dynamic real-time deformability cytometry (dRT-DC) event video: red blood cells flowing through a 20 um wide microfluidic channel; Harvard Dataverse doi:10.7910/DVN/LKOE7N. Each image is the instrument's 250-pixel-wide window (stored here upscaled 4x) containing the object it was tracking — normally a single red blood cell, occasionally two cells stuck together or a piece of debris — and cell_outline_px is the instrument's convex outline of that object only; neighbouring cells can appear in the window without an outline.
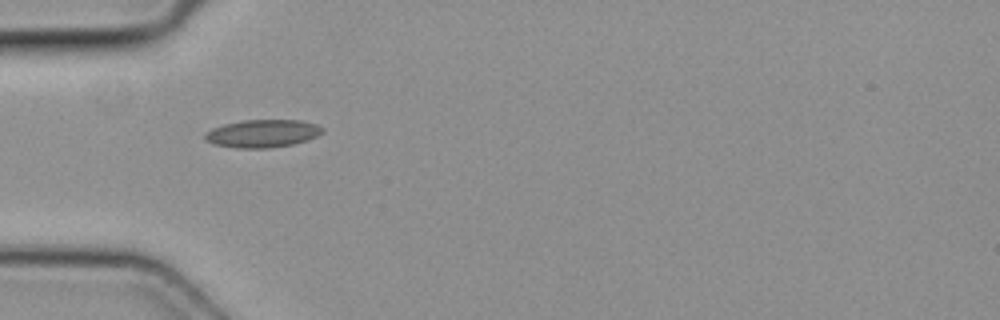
{"species": "common noctule bat (a hibernating species)", "species_latin": "Nyctalus noctula", "temperature_condition": "cold", "stored_images_in_passage": 3, "camera_frame_rate_fps": 3000, "um_per_image_px": 0.085, "animal": {"sex": "female", "body_mass_g": 19.3, "forearm_length_mm": 54.1}, "frame": {"image": 1, "passage_image": 1, "time_ms": 0.0, "image_size_px": [1000, 320], "cell_outline_px": [[324, 132], [308, 140], [292, 144], [268, 148], [236, 148], [212, 144], [204, 140], [204, 136], [212, 128], [224, 124], [244, 120], [300, 120], [316, 124], [324, 128]], "centroid_in_image_um": [22.31, 11.35], "position_along_channel_um": 62.7, "area_um2": 19.07}}
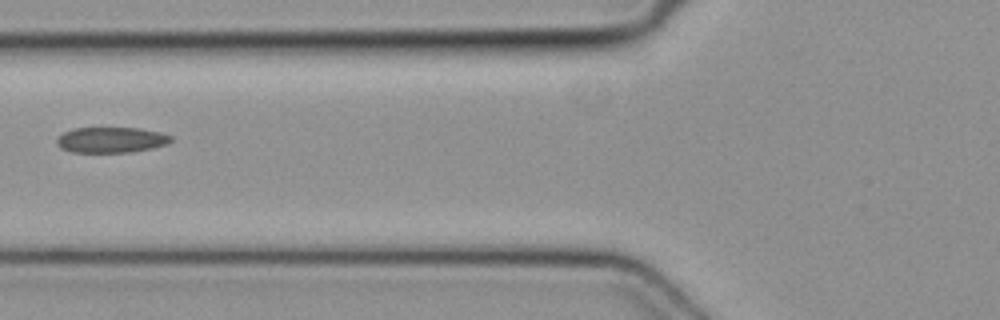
{"frame": {"image": 2, "passage_image": 2, "time_ms": 0.333, "image_size_px": [1000, 320], "cell_outline_px": [[172, 140], [168, 144], [152, 148], [132, 152], [72, 152], [60, 148], [56, 144], [56, 140], [64, 132], [72, 128], [140, 128], [160, 132], [172, 136]], "centroid_in_image_um": [9.45, 11.89], "position_along_channel_um": 116.3, "area_um2": 17.11}}
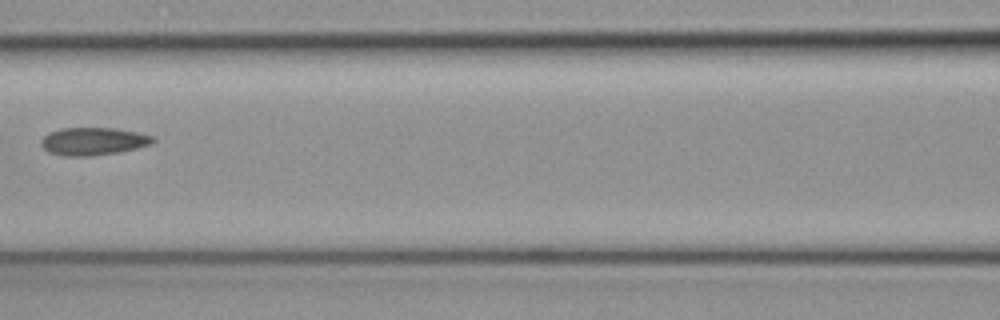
{"frame": {"image": 3, "passage_image": 3, "time_ms": 0.667, "image_size_px": [1000, 320], "cell_outline_px": [[156, 140], [152, 144], [120, 152], [92, 156], [68, 156], [48, 152], [40, 144], [40, 140], [48, 132], [60, 128], [116, 128], [156, 136]], "centroid_in_image_um": [7.94, 12.0], "position_along_channel_um": 158.7, "area_um2": 18.26}}